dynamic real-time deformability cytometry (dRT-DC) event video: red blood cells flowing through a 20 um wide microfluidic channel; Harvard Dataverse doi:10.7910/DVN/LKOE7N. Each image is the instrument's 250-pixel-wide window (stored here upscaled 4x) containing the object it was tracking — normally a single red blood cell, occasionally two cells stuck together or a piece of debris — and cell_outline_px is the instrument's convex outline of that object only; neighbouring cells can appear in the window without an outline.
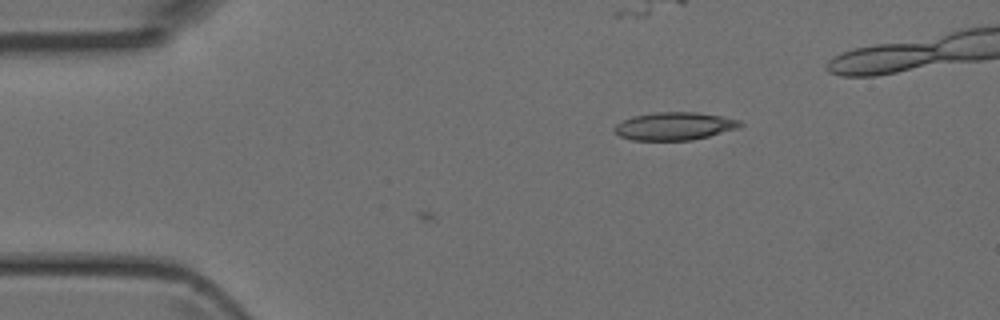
{"species": "Egyptian fruit bat (a non-hibernating species)", "species_latin": "Rousettus aegyptiacus", "temperature_condition": "room temperature", "stored_images_in_passage": 10, "camera_frame_rate_fps": 3000, "um_per_image_px": 0.085, "animal": {"sex": "female"}, "frame": {"image": 1, "passage_image": 10, "time_ms": 3.0, "image_size_px": [1000, 320], "cell_outline_px": [[744, 124], [740, 128], [692, 140], [632, 140], [620, 136], [612, 132], [612, 128], [616, 124], [632, 116], [656, 112], [696, 112], [720, 116], [740, 120]], "centroid_in_image_um": [57.31, 10.72], "position_along_channel_um": 27.7, "area_um2": 20.52}}